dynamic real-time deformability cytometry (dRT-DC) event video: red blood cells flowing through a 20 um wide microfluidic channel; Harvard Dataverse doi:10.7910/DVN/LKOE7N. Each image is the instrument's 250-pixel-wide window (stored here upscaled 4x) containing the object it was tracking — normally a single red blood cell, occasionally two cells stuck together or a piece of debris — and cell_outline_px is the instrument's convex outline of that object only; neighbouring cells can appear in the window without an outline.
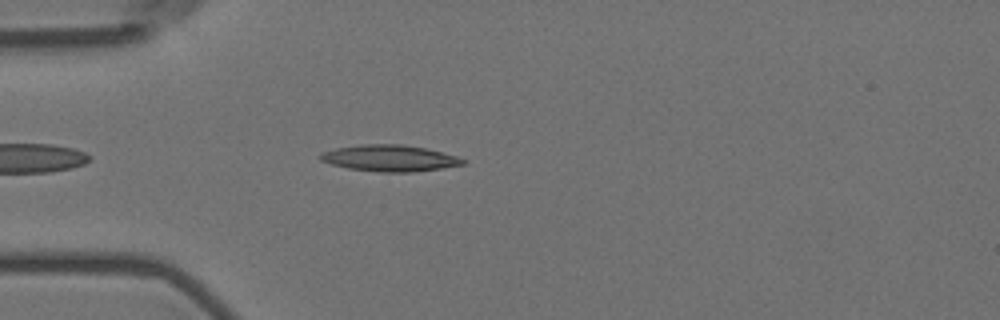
{"species": "Egyptian fruit bat (a non-hibernating species)", "species_latin": "Rousettus aegyptiacus", "temperature_condition": "room temperature", "stored_images_in_passage": 46, "camera_frame_rate_fps": 3000, "um_per_image_px": 0.085, "animal": {"sex": "female"}, "frame": {"image": 1, "passage_image": 5, "time_ms": 1.333, "image_size_px": [1000, 320], "cell_outline_px": [[468, 160], [464, 164], [440, 168], [412, 172], [380, 172], [348, 168], [332, 164], [320, 160], [320, 152], [336, 148], [360, 144], [400, 144], [424, 148], [444, 152]], "centroid_in_image_um": [33.12, 13.44], "position_along_channel_um": 51.9, "area_um2": 21.85}}
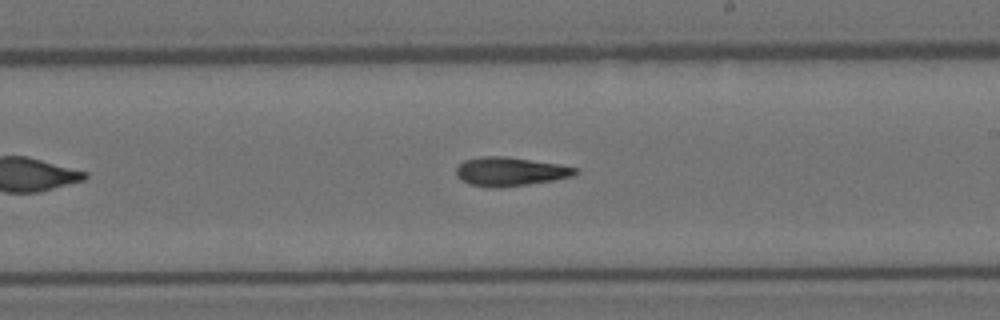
{"frame": {"image": 2, "passage_image": 22, "time_ms": 7.0, "image_size_px": [1000, 320], "cell_outline_px": [[580, 172], [572, 176], [552, 180], [528, 184], [500, 188], [488, 188], [468, 184], [460, 180], [456, 176], [456, 168], [464, 160], [480, 156], [504, 156], [560, 164], [580, 168]], "centroid_in_image_um": [43.35, 14.59], "position_along_channel_um": 245.7, "area_um2": 20.29}}
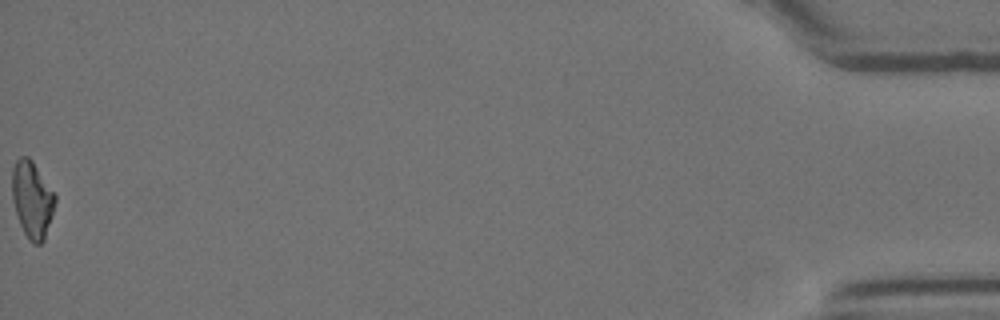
{"frame": {"image": 3, "passage_image": 46, "time_ms": 15.0, "image_size_px": [1000, 320], "cell_outline_px": [[56, 200], [44, 240], [40, 244], [32, 244], [28, 240], [20, 224], [12, 200], [12, 168], [16, 160], [20, 156], [28, 156], [32, 160], [56, 196]], "centroid_in_image_um": [2.71, 16.95], "position_along_channel_um": 432.5, "area_um2": 19.07}, "authors_computed_cell_mechanics": {"area_um2": 19.5942, "velocity_mm_per_s": 3.5867, "shape_relaxation_time_tau1_ms": null, "shape_relaxation_time_tau2_ms": 7.1388, "deformation_change_tau1": null, "deformation_change_tau2": 0.1674}}